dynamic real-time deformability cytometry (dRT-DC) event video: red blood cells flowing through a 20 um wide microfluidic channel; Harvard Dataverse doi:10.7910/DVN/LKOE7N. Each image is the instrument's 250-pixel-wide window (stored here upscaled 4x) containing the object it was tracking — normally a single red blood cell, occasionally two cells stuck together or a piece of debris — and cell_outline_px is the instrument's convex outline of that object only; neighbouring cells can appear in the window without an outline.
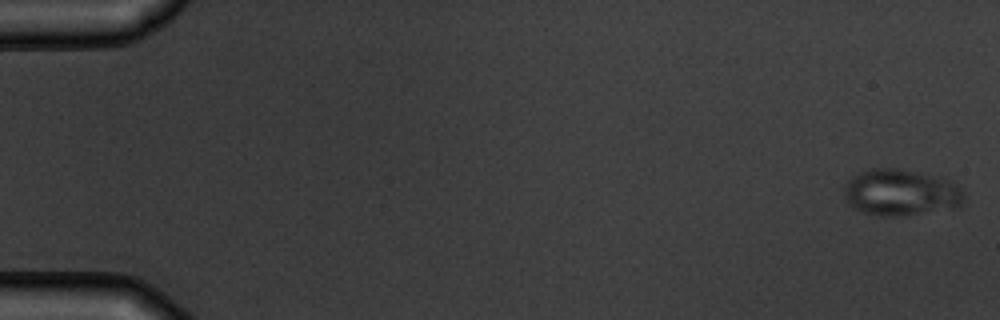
{"species": "common noctule bat (a hibernating species)", "species_latin": "Nyctalus noctula", "temperature_condition": "warm", "stored_images_in_passage": 9, "camera_frame_rate_fps": 3000, "um_per_image_px": 0.085, "animal": {"sex": "male", "body_mass_g": 19.5, "forearm_length_mm": 54.6}, "frame": {"image": 1, "passage_image": 1, "time_ms": 0.0, "image_size_px": [1000, 320], "cell_outline_px": [[964, 200], [960, 204], [952, 208], [896, 216], [884, 216], [864, 212], [852, 208], [848, 204], [844, 196], [844, 184], [852, 176], [860, 172], [872, 168], [892, 168], [952, 180], [964, 192]], "centroid_in_image_um": [76.52, 16.36], "position_along_channel_um": 8.5, "area_um2": 32.08}}